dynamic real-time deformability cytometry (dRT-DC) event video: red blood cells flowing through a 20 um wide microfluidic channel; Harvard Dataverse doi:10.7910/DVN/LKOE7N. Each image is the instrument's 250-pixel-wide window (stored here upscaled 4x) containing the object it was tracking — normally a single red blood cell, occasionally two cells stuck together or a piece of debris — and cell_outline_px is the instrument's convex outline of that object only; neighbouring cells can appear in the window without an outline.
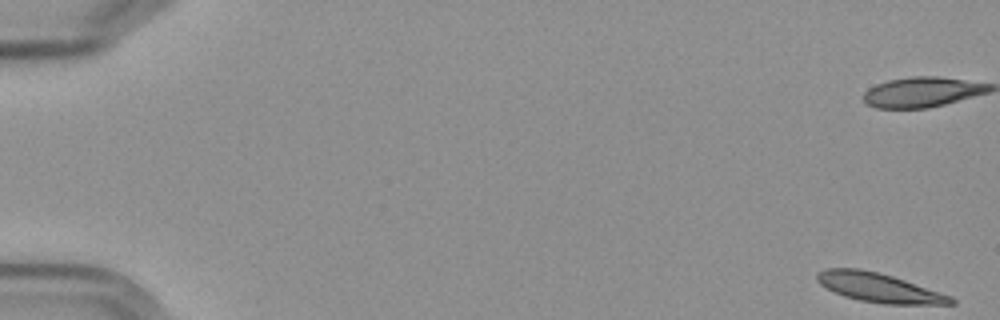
{"species": "Egyptian fruit bat (a non-hibernating species)", "species_latin": "Rousettus aegyptiacus", "temperature_condition": "cold", "stored_images_in_passage": 58, "camera_frame_rate_fps": 3000, "um_per_image_px": 0.085, "frame": {"image": 1, "passage_image": 1, "time_ms": 0.0, "image_size_px": [1000, 320], "cell_outline_px": [[956, 304], [884, 304], [860, 300], [844, 296], [820, 284], [816, 280], [816, 276], [820, 272], [828, 268], [856, 268], [876, 272], [892, 276], [952, 296], [956, 300]], "centroid_in_image_um": [74.74, 24.46], "position_along_channel_um": 10.3, "area_um2": 22.37}}
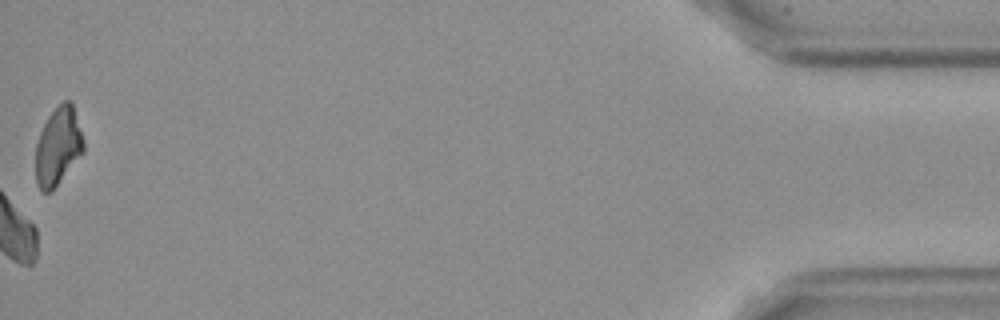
{"frame": {"image": 2, "passage_image": 58, "time_ms": 19.0, "image_size_px": [1000, 320], "cell_outline_px": [[84, 152], [52, 192], [40, 192], [36, 180], [36, 144], [40, 132], [48, 116], [64, 100], [72, 100], [84, 140]], "centroid_in_image_um": [4.95, 12.46], "position_along_channel_um": 430.3, "area_um2": 21.96}, "authors_computed_cell_mechanics": {"area_um2": 23.409, "velocity_mm_per_s": 3.5669, "shape_relaxation_time_tau1_ms": 9.2842, "shape_relaxation_time_tau2_ms": null, "deformation_change_tau1": 0.1798, "deformation_change_tau2": null}}